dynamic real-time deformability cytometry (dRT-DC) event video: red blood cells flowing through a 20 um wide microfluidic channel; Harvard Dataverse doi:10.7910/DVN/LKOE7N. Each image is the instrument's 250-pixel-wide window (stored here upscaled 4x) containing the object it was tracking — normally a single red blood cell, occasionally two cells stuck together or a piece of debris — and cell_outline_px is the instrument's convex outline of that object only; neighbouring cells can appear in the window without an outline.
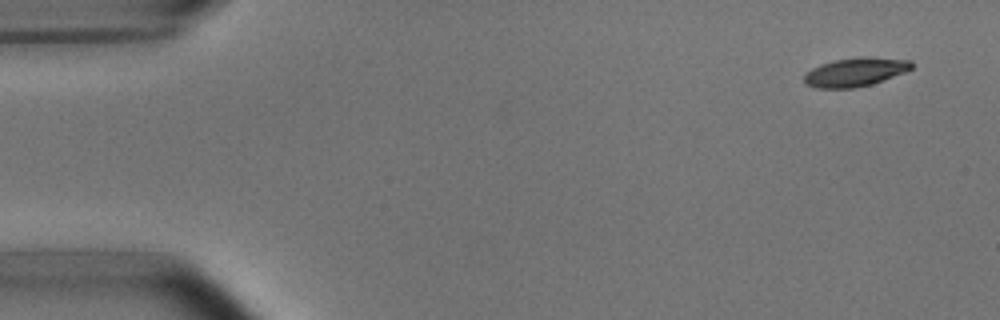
{"species": "common noctule bat (a hibernating species)", "species_latin": "Nyctalus noctula", "temperature_condition": "room temperature", "stored_images_in_passage": 5, "camera_frame_rate_fps": 3000, "um_per_image_px": 0.085, "animal": {"sex": "male", "body_mass_g": 15.6}, "frame": {"image": 1, "passage_image": 1, "time_ms": 0.0, "image_size_px": [1000, 320], "cell_outline_px": [[912, 68], [904, 72], [872, 84], [852, 88], [816, 88], [804, 84], [804, 76], [812, 68], [820, 64], [836, 60], [860, 56], [912, 60]], "centroid_in_image_um": [72.68, 6.12], "position_along_channel_um": 12.3, "area_um2": 17.86}}
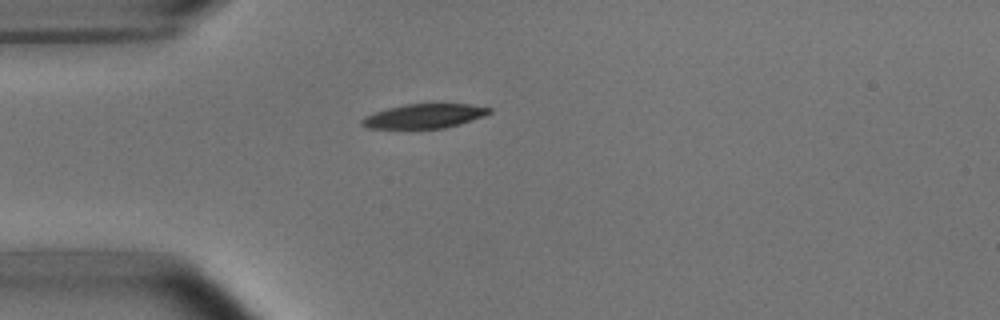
{"frame": {"image": 2, "passage_image": 4, "time_ms": 1.0, "image_size_px": [1000, 320], "cell_outline_px": [[492, 112], [484, 116], [460, 124], [444, 128], [368, 128], [360, 124], [360, 120], [364, 116], [388, 108], [404, 104], [468, 104], [492, 108]], "centroid_in_image_um": [36.06, 9.86], "position_along_channel_um": 48.9, "area_um2": 17.98}}